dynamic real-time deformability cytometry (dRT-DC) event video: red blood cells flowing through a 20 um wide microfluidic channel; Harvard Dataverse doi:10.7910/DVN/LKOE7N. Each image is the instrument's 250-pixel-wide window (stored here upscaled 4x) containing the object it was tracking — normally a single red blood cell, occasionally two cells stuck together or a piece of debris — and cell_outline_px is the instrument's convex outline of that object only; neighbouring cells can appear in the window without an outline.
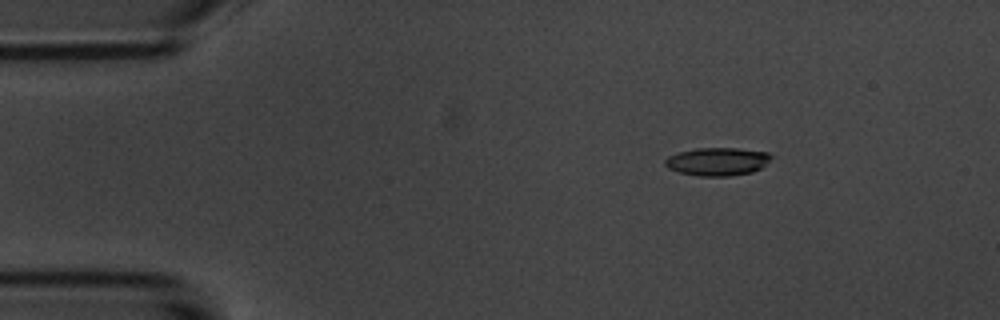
{"species": "common noctule bat (a hibernating species)", "species_latin": "Nyctalus noctula", "temperature_condition": "room temperature", "stored_images_in_passage": 4, "camera_frame_rate_fps": 3000, "um_per_image_px": 0.085, "animal": {"sex": "male", "body_mass_g": 20.1, "forearm_length_mm": 53.5}, "frame": {"image": 1, "passage_image": 1, "time_ms": 0.0, "image_size_px": [1000, 320], "cell_outline_px": [[772, 156], [760, 168], [752, 172], [728, 176], [700, 176], [680, 172], [668, 168], [664, 164], [664, 160], [668, 156], [680, 152], [696, 148], [736, 148], [768, 152]], "centroid_in_image_um": [60.95, 13.72], "position_along_channel_um": 24.0, "area_um2": 17.17}}